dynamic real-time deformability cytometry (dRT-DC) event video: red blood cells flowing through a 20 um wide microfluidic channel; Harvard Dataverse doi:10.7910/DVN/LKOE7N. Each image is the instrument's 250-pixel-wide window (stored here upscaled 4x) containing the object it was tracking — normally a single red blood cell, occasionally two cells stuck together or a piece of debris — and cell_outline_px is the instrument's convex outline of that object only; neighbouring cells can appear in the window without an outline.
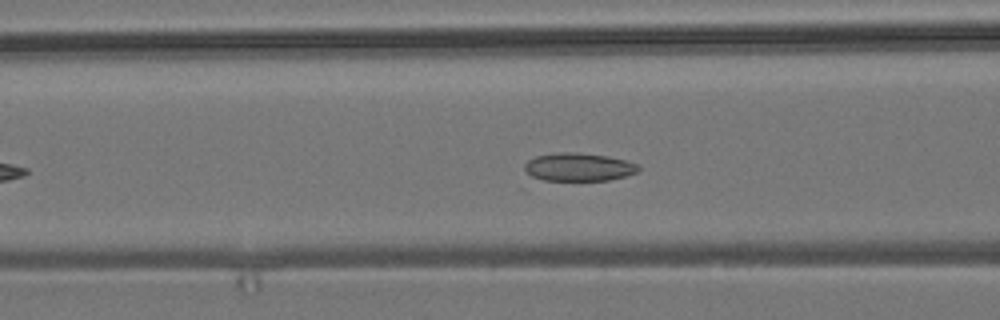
{"species": "common noctule bat (a hibernating species)", "species_latin": "Nyctalus noctula", "temperature_condition": "room temperature", "stored_images_in_passage": 37, "camera_frame_rate_fps": 3000, "um_per_image_px": 0.085, "animal": {"sex": "male", "body_mass_g": 19.2, "forearm_length_mm": 51.8}, "frame": {"image": 1, "passage_image": 16, "time_ms": 5.0, "image_size_px": [1000, 320], "cell_outline_px": [[640, 168], [636, 172], [624, 176], [608, 180], [528, 180], [524, 168], [524, 164], [528, 160], [536, 156], [560, 152], [576, 152], [608, 156], [640, 164]], "centroid_in_image_um": [49.1, 14.21], "position_along_channel_um": 117.5, "area_um2": 18.96}}
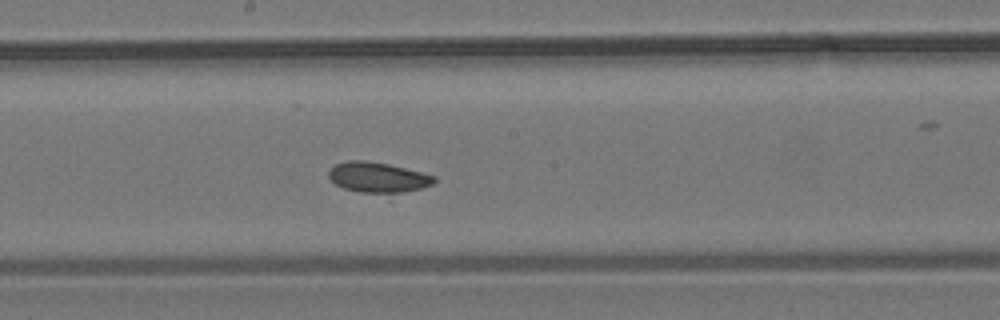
{"frame": {"image": 2, "passage_image": 24, "time_ms": 7.667, "image_size_px": [1000, 320], "cell_outline_px": [[436, 180], [432, 184], [420, 188], [400, 192], [360, 192], [344, 188], [336, 184], [328, 176], [328, 172], [336, 164], [348, 160], [364, 160], [388, 164], [436, 176]], "centroid_in_image_um": [32.1, 15.06], "position_along_channel_um": 216.1, "area_um2": 18.15}}
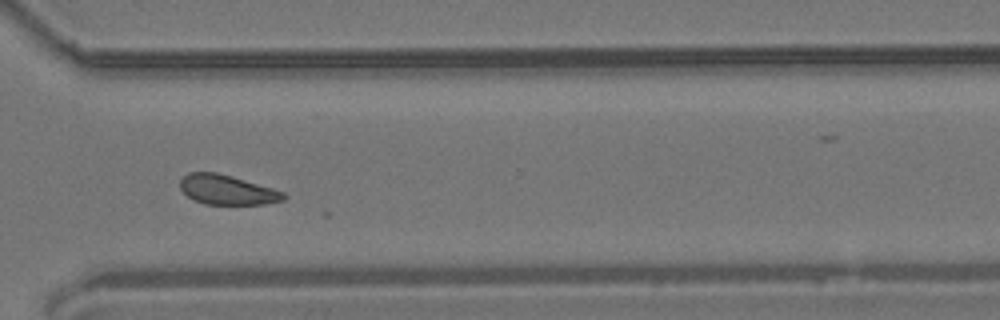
{"frame": {"image": 3, "passage_image": 35, "time_ms": 11.333, "image_size_px": [1000, 320], "cell_outline_px": [[288, 196], [284, 200], [264, 204], [204, 204], [188, 196], [180, 188], [180, 180], [188, 172], [216, 172], [232, 176], [272, 188], [284, 192]], "centroid_in_image_um": [19.32, 16.13], "position_along_channel_um": 351.3, "area_um2": 17.8}}